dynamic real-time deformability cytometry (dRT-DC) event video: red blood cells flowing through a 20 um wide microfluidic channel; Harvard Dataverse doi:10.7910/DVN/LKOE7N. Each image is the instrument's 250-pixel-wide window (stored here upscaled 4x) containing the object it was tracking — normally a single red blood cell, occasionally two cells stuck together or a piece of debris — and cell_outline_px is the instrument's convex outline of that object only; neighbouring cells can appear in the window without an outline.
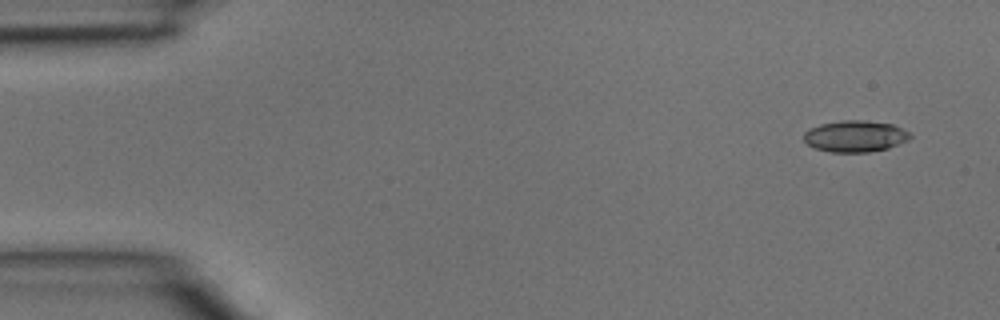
{"species": "common noctule bat (a hibernating species)", "species_latin": "Nyctalus noctula", "temperature_condition": "room temperature", "stored_images_in_passage": 4, "camera_frame_rate_fps": 3000, "um_per_image_px": 0.085, "animal": {"sex": "male", "body_mass_g": 15.6}, "frame": {"image": 1, "passage_image": 1, "time_ms": 0.0, "image_size_px": [1000, 320], "cell_outline_px": [[912, 136], [908, 140], [888, 148], [868, 152], [832, 152], [816, 148], [808, 144], [804, 140], [804, 132], [808, 128], [820, 124], [844, 120], [864, 120], [892, 124], [908, 132]], "centroid_in_image_um": [72.67, 11.57], "position_along_channel_um": 12.3, "area_um2": 19.36}}
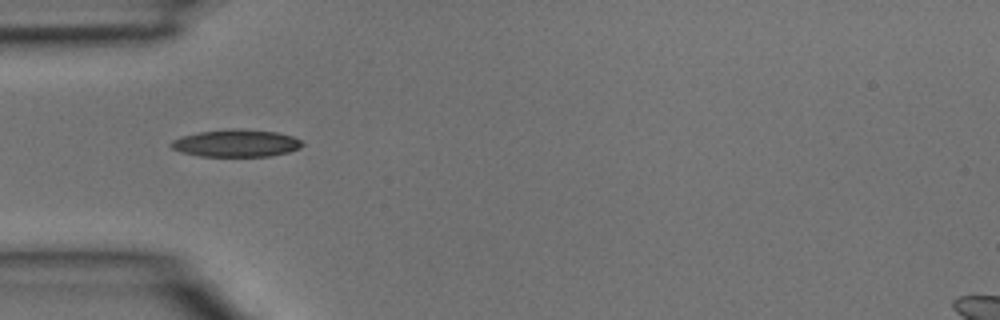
{"frame": {"image": 2, "passage_image": 4, "time_ms": 1.0, "image_size_px": [1000, 320], "cell_outline_px": [[304, 144], [300, 148], [288, 152], [268, 156], [200, 156], [180, 152], [172, 148], [168, 144], [172, 140], [180, 136], [200, 132], [232, 128], [244, 128], [276, 132], [292, 136], [300, 140]], "centroid_in_image_um": [20.05, 12.16], "position_along_channel_um": 65.0, "area_um2": 21.04}}